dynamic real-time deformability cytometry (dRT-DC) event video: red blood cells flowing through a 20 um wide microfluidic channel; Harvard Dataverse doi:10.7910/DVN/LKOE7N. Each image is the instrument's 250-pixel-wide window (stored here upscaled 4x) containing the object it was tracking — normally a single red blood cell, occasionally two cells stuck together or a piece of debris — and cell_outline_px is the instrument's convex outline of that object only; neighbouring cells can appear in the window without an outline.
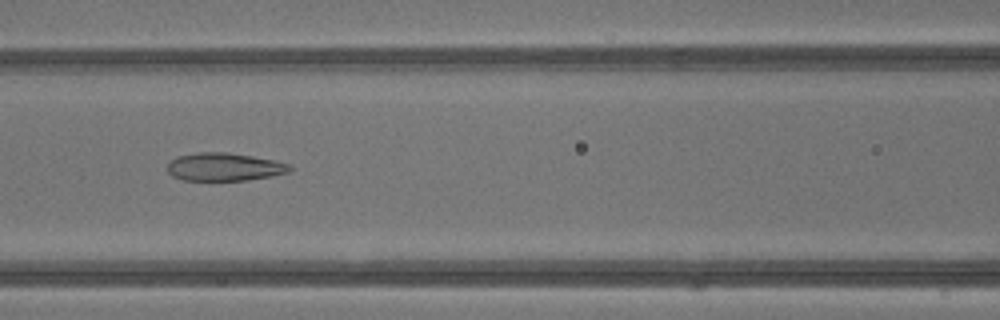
{"species": "common noctule bat (a hibernating species)", "species_latin": "Nyctalus noctula", "temperature_condition": "warm", "stored_images_in_passage": 41, "camera_frame_rate_fps": 3000, "um_per_image_px": 0.085, "animal": {"sex": "male", "body_mass_g": 13.3}, "frame": {"image": 1, "passage_image": 18, "time_ms": 5.667, "image_size_px": [1000, 320], "cell_outline_px": [[292, 168], [288, 172], [272, 176], [248, 180], [180, 180], [172, 176], [168, 172], [168, 160], [176, 156], [200, 152], [228, 152], [252, 156], [292, 164]], "centroid_in_image_um": [19.04, 14.18], "position_along_channel_um": 147.6, "area_um2": 20.11}}
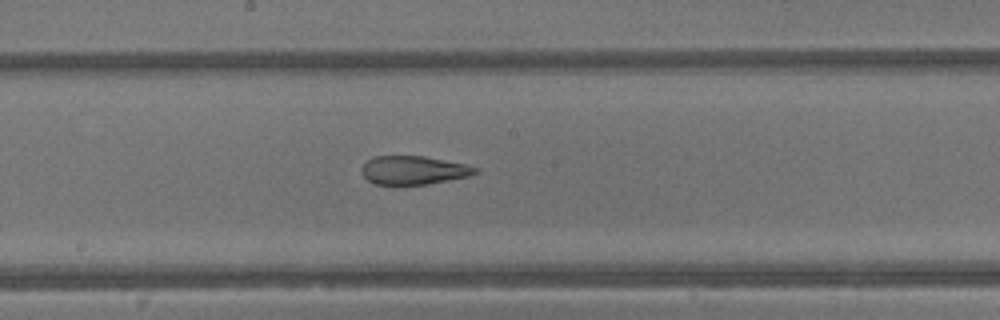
{"frame": {"image": 2, "passage_image": 22, "time_ms": 7.0, "image_size_px": [1000, 320], "cell_outline_px": [[480, 172], [472, 176], [428, 184], [396, 188], [376, 184], [368, 180], [360, 172], [360, 168], [368, 160], [376, 156], [424, 156], [464, 164], [480, 168]], "centroid_in_image_um": [35.15, 14.52], "position_along_channel_um": 213.0, "area_um2": 19.71}}
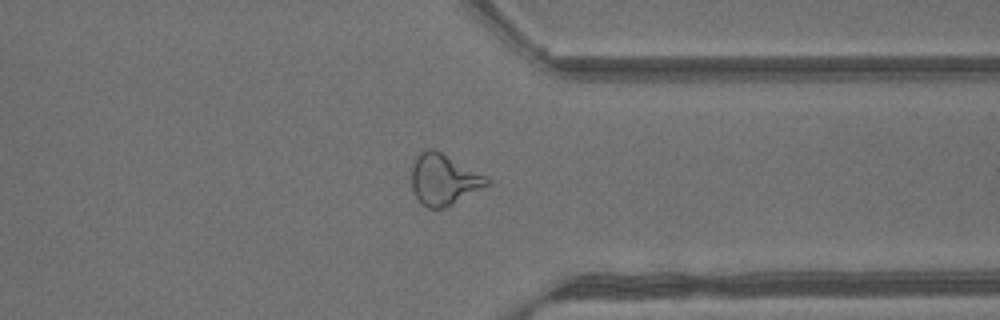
{"frame": {"image": 3, "passage_image": 32, "time_ms": 10.333, "image_size_px": [1000, 320], "cell_outline_px": [[492, 184], [448, 208], [428, 208], [420, 204], [412, 188], [412, 164], [416, 156], [420, 152], [428, 148], [432, 148], [488, 176], [492, 180]], "centroid_in_image_um": [37.77, 15.29], "position_along_channel_um": 373.6, "area_um2": 22.89}, "authors_computed_cell_mechanics": {"area_um2": 23.4668, "velocity_mm_per_s": 4.9203, "shape_relaxation_time_tau1_ms": null, "shape_relaxation_time_tau2_ms": 1.6031, "deformation_change_tau1": null, "deformation_change_tau2": 0.1142}}